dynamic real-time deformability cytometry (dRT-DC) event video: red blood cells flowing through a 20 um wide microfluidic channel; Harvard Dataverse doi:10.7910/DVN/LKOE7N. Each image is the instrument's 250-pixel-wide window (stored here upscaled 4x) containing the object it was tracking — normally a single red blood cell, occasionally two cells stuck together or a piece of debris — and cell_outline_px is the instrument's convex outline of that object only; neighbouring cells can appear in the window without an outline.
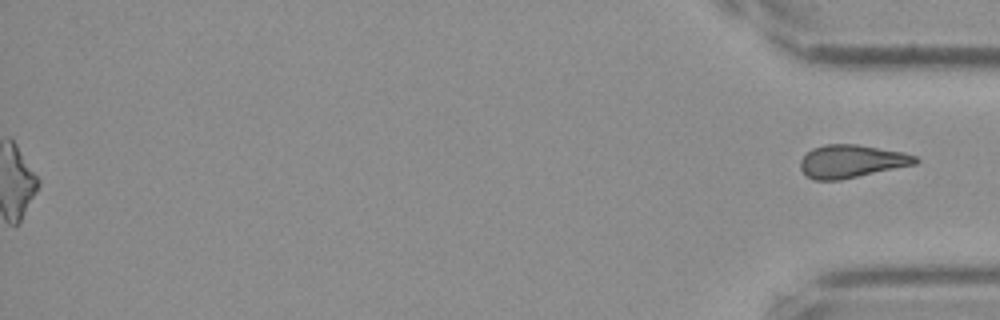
{"species": "Egyptian fruit bat (a non-hibernating species)", "species_latin": "Rousettus aegyptiacus", "temperature_condition": "cold", "stored_images_in_passage": 57, "segment_of_instrument_passage": [2, 2], "camera_frame_rate_fps": 3000, "um_per_image_px": 0.085, "frame": {"image": 1, "passage_image": 57, "time_ms": 18.667, "image_size_px": [1000, 320], "cell_outline_px": [[920, 160], [916, 164], [840, 180], [812, 180], [800, 168], [800, 160], [812, 148], [824, 144], [856, 144], [904, 152], [916, 156]], "centroid_in_image_um": [72.38, 13.7], "position_along_channel_um": 362.8, "area_um2": 22.08}}